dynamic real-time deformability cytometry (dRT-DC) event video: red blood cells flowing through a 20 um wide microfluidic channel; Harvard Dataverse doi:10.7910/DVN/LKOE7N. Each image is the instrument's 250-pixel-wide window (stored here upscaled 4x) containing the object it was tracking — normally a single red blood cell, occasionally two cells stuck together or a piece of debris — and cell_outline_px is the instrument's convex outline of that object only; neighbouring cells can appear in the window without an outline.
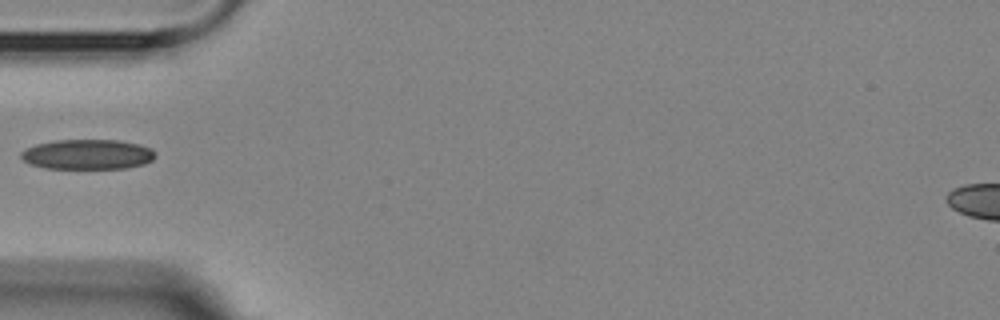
{"species": "Egyptian fruit bat (a non-hibernating species)", "species_latin": "Rousettus aegyptiacus", "temperature_condition": "room temperature", "stored_images_in_passage": 2, "camera_frame_rate_fps": 3000, "um_per_image_px": 0.085, "animal": {"sex": "female"}, "frame": {"image": 1, "passage_image": 1, "time_ms": 0.0, "image_size_px": [1000, 320], "cell_outline_px": [[156, 156], [152, 160], [144, 164], [124, 168], [48, 168], [32, 164], [24, 160], [20, 156], [20, 152], [36, 144], [56, 140], [120, 140], [140, 144], [152, 148], [156, 152]], "centroid_in_image_um": [7.5, 13.11], "position_along_channel_um": 77.5, "area_um2": 23.41}}
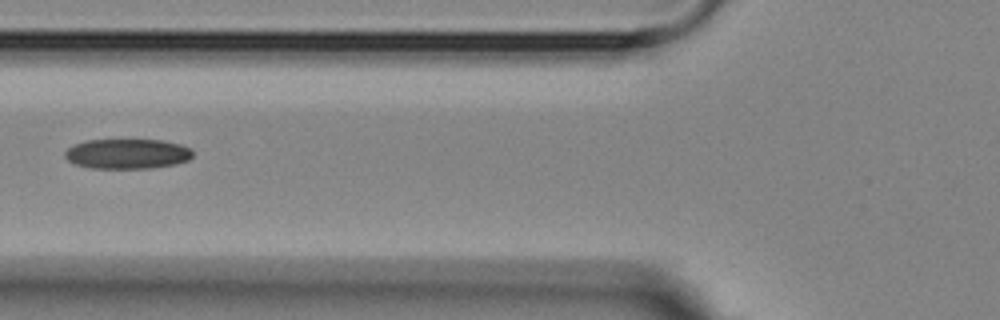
{"frame": {"image": 2, "passage_image": 2, "time_ms": 1.0, "image_size_px": [1000, 320], "cell_outline_px": [[192, 156], [188, 160], [176, 164], [152, 168], [92, 168], [76, 164], [68, 160], [64, 156], [64, 152], [68, 148], [84, 140], [164, 140], [180, 144], [192, 148]], "centroid_in_image_um": [10.84, 13.07], "position_along_channel_um": 115.0, "area_um2": 22.37}}